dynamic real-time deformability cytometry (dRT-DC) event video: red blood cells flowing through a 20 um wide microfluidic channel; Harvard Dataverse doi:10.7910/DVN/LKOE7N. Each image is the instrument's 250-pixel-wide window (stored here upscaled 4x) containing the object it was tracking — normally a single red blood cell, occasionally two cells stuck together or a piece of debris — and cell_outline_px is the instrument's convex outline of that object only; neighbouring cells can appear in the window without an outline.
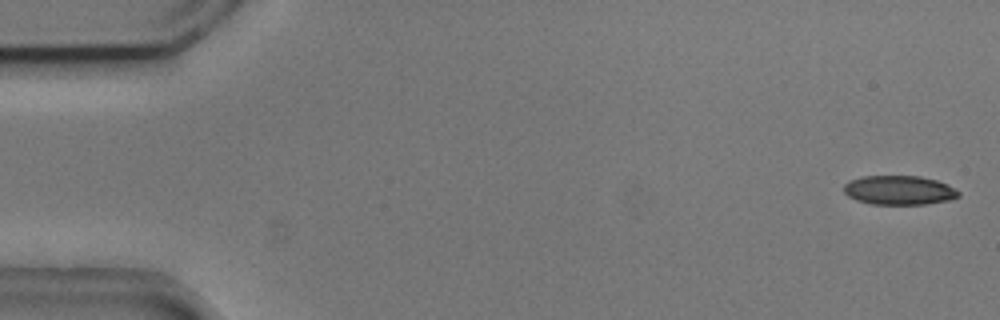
{"species": "common noctule bat (a hibernating species)", "species_latin": "Nyctalus noctula", "temperature_condition": "cold", "stored_images_in_passage": 54, "camera_frame_rate_fps": 3000, "um_per_image_px": 0.085, "animal": {"sex": "male", "body_mass_g": 20.5, "forearm_length_mm": 52.5}, "frame": {"image": 1, "passage_image": 2, "time_ms": 0.333, "image_size_px": [1000, 320], "cell_outline_px": [[960, 196], [948, 200], [924, 204], [872, 204], [856, 200], [848, 196], [844, 192], [844, 184], [848, 180], [860, 176], [920, 176], [936, 180], [948, 184], [960, 192]], "centroid_in_image_um": [76.4, 16.16], "position_along_channel_um": 8.6, "area_um2": 19.59}}
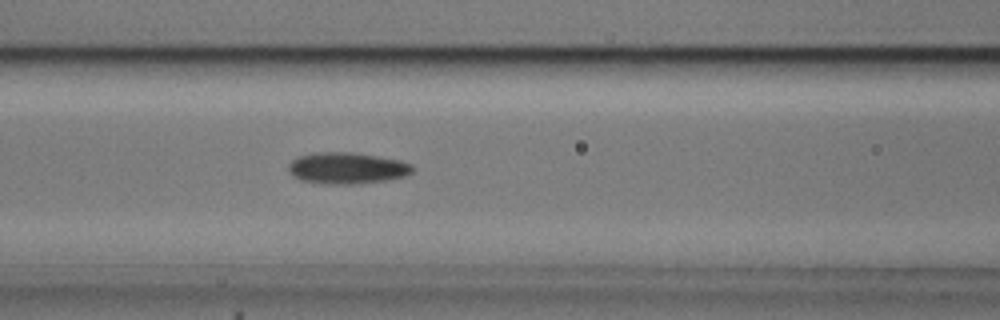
{"frame": {"image": 2, "passage_image": 23, "time_ms": 7.333, "image_size_px": [1000, 320], "cell_outline_px": [[416, 168], [408, 176], [388, 180], [348, 184], [332, 184], [300, 180], [292, 176], [288, 168], [288, 164], [292, 160], [300, 156], [320, 152], [352, 152], [400, 160], [412, 164]], "centroid_in_image_um": [29.54, 14.29], "position_along_channel_um": 137.1, "area_um2": 22.72}}
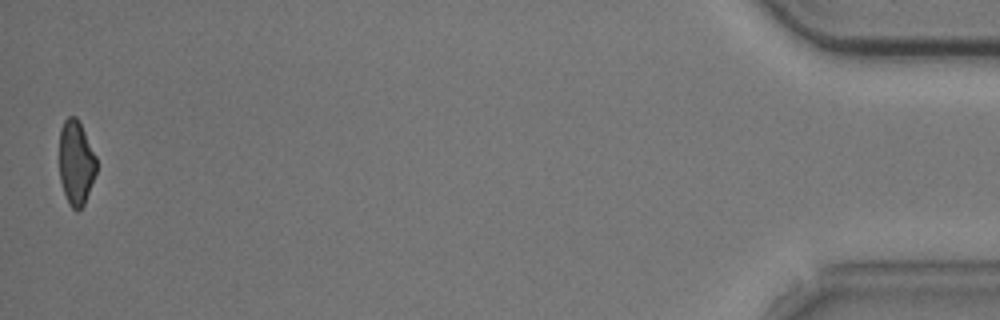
{"frame": {"image": 3, "passage_image": 54, "time_ms": 17.667, "image_size_px": [1000, 320], "cell_outline_px": [[96, 172], [84, 204], [76, 212], [68, 204], [60, 180], [60, 128], [64, 120], [68, 116], [76, 116], [96, 156]], "centroid_in_image_um": [6.45, 13.84], "position_along_channel_um": 428.7, "area_um2": 18.09}, "authors_computed_cell_mechanics": {"area_um2": 20.7502, "velocity_mm_per_s": 3.7331, "shape_relaxation_time_tau1_ms": 6.2419, "shape_relaxation_time_tau2_ms": 5.7856, "deformation_change_tau1": 0.1383, "deformation_change_tau2": 0.1322}}